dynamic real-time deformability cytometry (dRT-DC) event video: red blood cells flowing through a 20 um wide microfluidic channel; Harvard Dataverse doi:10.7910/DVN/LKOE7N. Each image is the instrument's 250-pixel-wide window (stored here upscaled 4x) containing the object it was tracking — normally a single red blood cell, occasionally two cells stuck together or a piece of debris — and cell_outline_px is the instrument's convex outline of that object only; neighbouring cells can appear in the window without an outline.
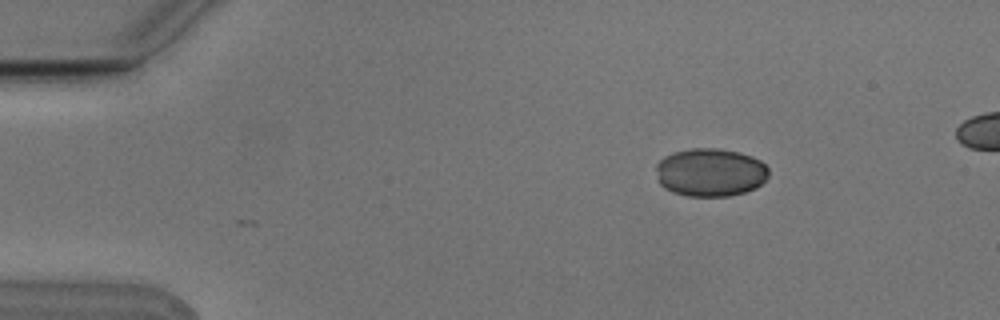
{"species": "Egyptian fruit bat (a non-hibernating species)", "species_latin": "Rousettus aegyptiacus", "temperature_condition": "cold", "stored_images_in_passage": 2, "camera_frame_rate_fps": 3000, "um_per_image_px": 0.085, "animal": {"sex": "male"}, "frame": {"image": 1, "passage_image": 2, "time_ms": 0.333, "image_size_px": [1000, 320], "cell_outline_px": [[768, 176], [756, 188], [744, 192], [728, 196], [688, 196], [672, 192], [664, 188], [660, 184], [656, 168], [656, 164], [664, 156], [672, 152], [692, 148], [720, 148], [740, 152], [752, 156], [760, 160], [768, 168]], "centroid_in_image_um": [60.37, 14.64], "position_along_channel_um": 24.6, "area_um2": 31.79}}